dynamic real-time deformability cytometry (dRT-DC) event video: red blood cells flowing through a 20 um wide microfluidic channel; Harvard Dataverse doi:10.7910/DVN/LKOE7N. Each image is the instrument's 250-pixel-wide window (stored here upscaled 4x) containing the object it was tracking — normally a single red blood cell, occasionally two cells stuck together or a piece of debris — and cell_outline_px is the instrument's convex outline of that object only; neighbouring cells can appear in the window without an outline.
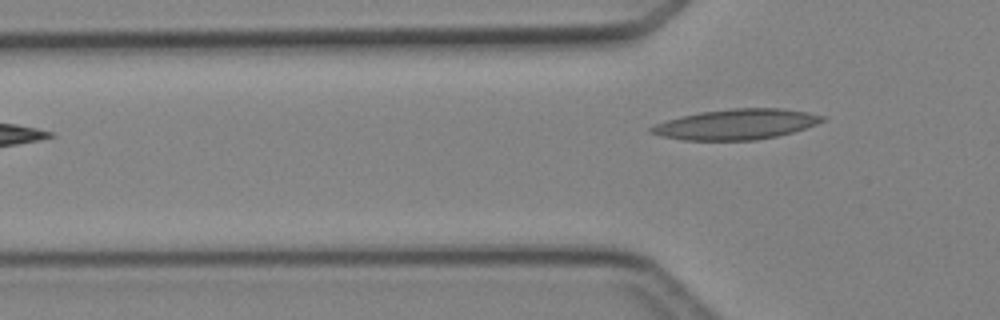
{"species": "Egyptian fruit bat (a non-hibernating species)", "species_latin": "Rousettus aegyptiacus", "temperature_condition": "cold", "stored_images_in_passage": 4, "camera_frame_rate_fps": 3000, "um_per_image_px": 0.085, "animal": {"sex": "female"}, "frame": {"image": 1, "passage_image": 4, "time_ms": 4.333, "image_size_px": [1000, 320], "cell_outline_px": [[828, 116], [824, 120], [816, 124], [792, 132], [776, 136], [756, 140], [684, 140], [660, 136], [648, 132], [648, 128], [656, 124], [668, 120], [700, 112], [732, 108], [780, 108], [808, 112]], "centroid_in_image_um": [62.59, 10.56], "position_along_channel_um": 63.2, "area_um2": 30.17}}